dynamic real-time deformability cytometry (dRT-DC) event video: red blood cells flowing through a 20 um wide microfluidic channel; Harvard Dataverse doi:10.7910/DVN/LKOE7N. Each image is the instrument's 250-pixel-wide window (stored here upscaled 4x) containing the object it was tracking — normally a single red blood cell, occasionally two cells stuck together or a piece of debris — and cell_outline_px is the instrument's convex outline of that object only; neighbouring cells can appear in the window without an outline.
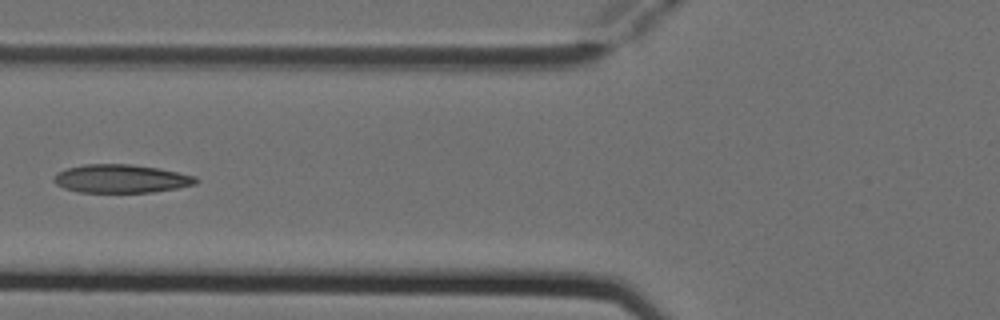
{"species": "Egyptian fruit bat (a non-hibernating species)", "species_latin": "Rousettus aegyptiacus", "temperature_condition": "cold", "stored_images_in_passage": 3, "camera_frame_rate_fps": 3000, "um_per_image_px": 0.085, "animal": {"sex": "female"}, "frame": {"image": 1, "passage_image": 2, "time_ms": 0.333, "image_size_px": [1000, 320], "cell_outline_px": [[200, 180], [196, 184], [176, 188], [152, 192], [80, 192], [64, 188], [56, 184], [52, 180], [56, 172], [68, 168], [84, 164], [132, 164], [160, 168], [196, 176]], "centroid_in_image_um": [10.3, 15.18], "position_along_channel_um": 115.5, "area_um2": 23.58}}
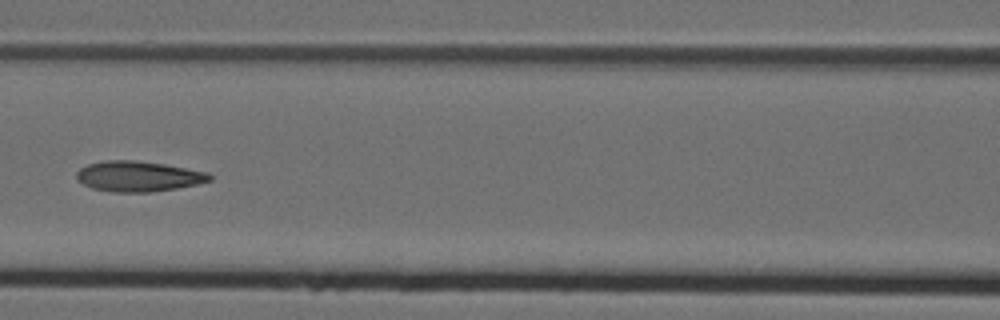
{"frame": {"image": 2, "passage_image": 3, "time_ms": 0.667, "image_size_px": [1000, 320], "cell_outline_px": [[212, 180], [196, 184], [176, 188], [152, 192], [112, 192], [92, 188], [76, 180], [76, 172], [80, 168], [88, 164], [104, 160], [132, 160], [164, 164], [208, 172], [212, 176]], "centroid_in_image_um": [11.73, 14.99], "position_along_channel_um": 154.9, "area_um2": 23.58}}